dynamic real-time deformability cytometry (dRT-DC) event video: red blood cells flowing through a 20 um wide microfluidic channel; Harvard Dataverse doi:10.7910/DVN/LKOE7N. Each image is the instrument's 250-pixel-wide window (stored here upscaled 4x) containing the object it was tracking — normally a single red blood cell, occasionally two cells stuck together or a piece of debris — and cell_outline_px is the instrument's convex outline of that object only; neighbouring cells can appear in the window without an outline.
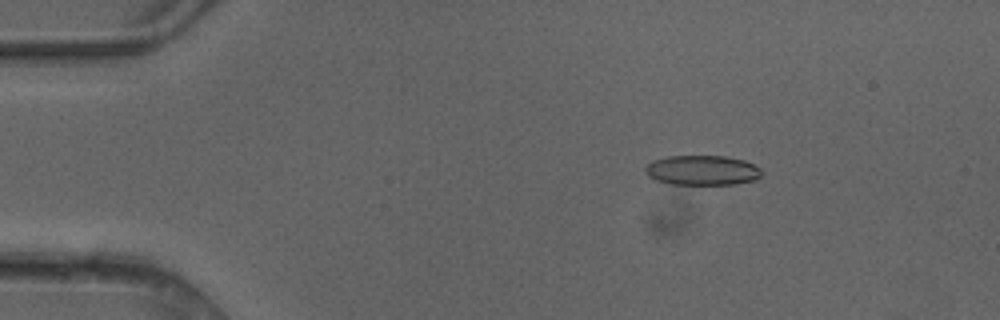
{"species": "common noctule bat (a hibernating species)", "species_latin": "Nyctalus noctula", "temperature_condition": "cold", "stored_images_in_passage": 5, "camera_frame_rate_fps": 3000, "um_per_image_px": 0.085, "animal": {"sex": "female"}, "frame": {"image": 1, "passage_image": 3, "time_ms": 0.667, "image_size_px": [1000, 320], "cell_outline_px": [[764, 172], [756, 180], [732, 184], [672, 184], [656, 180], [648, 176], [644, 168], [652, 160], [668, 156], [724, 156], [744, 160], [760, 168]], "centroid_in_image_um": [59.69, 14.47], "position_along_channel_um": 25.3, "area_um2": 20.23}}
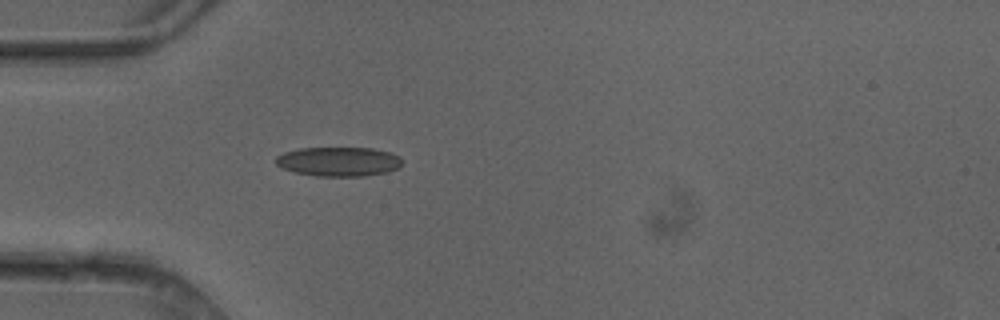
{"frame": {"image": 2, "passage_image": 5, "time_ms": 1.333, "image_size_px": [1000, 320], "cell_outline_px": [[400, 168], [388, 172], [364, 176], [316, 176], [296, 172], [284, 168], [276, 164], [276, 156], [284, 152], [300, 148], [372, 148], [392, 152], [400, 156]], "centroid_in_image_um": [28.82, 13.73], "position_along_channel_um": 56.2, "area_um2": 21.62}}